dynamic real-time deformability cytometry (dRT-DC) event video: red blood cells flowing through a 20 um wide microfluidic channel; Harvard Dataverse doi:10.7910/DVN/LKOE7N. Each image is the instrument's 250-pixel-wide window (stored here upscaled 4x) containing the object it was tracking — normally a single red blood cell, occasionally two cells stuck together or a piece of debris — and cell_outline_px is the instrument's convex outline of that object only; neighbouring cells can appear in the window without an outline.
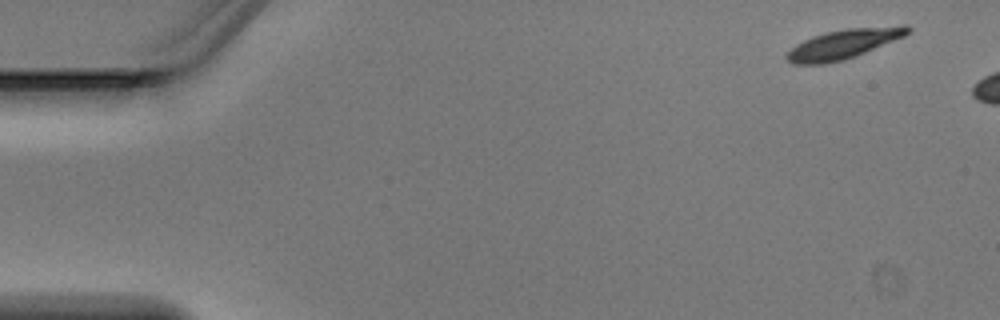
{"species": "Egyptian fruit bat (a non-hibernating species)", "species_latin": "Rousettus aegyptiacus", "temperature_condition": "warm", "stored_images_in_passage": 4, "camera_frame_rate_fps": 3000, "um_per_image_px": 0.085, "animal": {"sex": "male"}, "frame": {"image": 1, "passage_image": 1, "time_ms": 0.0, "image_size_px": [1000, 320], "cell_outline_px": [[912, 32], [904, 36], [856, 56], [844, 60], [824, 64], [792, 64], [784, 56], [796, 44], [812, 36], [828, 32], [848, 28], [904, 24], [908, 24], [912, 28]], "centroid_in_image_um": [71.77, 3.72], "position_along_channel_um": 13.2, "area_um2": 20.98}}